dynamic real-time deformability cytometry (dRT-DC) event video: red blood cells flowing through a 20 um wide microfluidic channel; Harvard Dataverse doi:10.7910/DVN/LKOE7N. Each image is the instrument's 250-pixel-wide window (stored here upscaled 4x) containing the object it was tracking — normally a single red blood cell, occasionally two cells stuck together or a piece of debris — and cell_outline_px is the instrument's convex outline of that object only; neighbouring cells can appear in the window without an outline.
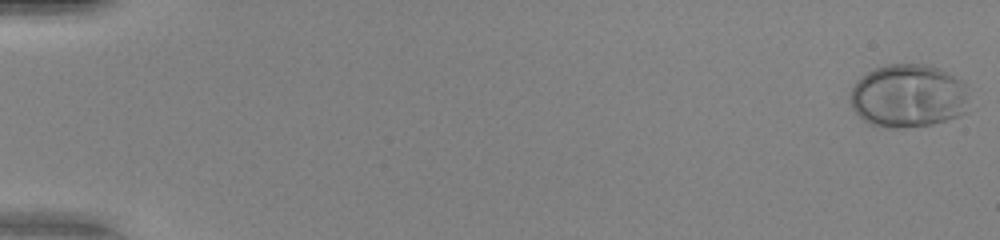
{"species": "human", "species_latin": "Homo sapiens", "temperature_condition": "warm", "stored_images_in_passage": 51, "camera_frame_rate_fps": 3000, "um_per_image_px": 0.085, "donor": {"sex": "female"}, "frame": {"image": 1, "passage_image": 1, "time_ms": 0.0, "image_size_px": [1000, 240], "cell_outline_px": [[968, 112], [960, 116], [932, 124], [896, 128], [888, 128], [872, 124], [864, 120], [852, 108], [852, 88], [856, 80], [868, 72], [884, 64], [928, 64], [940, 68], [956, 76], [964, 84], [968, 96]], "centroid_in_image_um": [77.25, 8.14], "position_along_channel_um": 7.8, "area_um2": 44.04}}
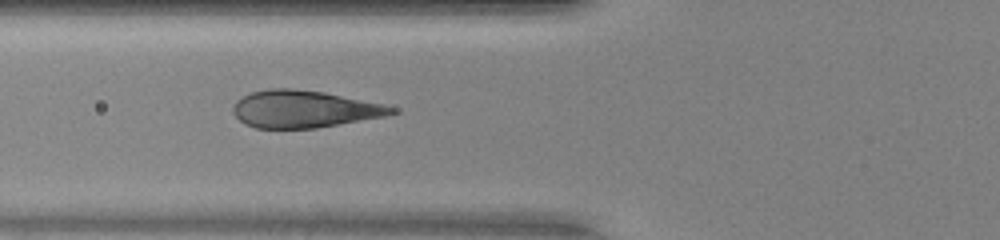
{"frame": {"image": 2, "passage_image": 21, "time_ms": 6.667, "image_size_px": [1000, 240], "cell_outline_px": [[400, 112], [388, 116], [316, 128], [256, 128], [244, 124], [232, 112], [232, 108], [236, 100], [252, 92], [268, 88], [292, 88], [324, 92], [384, 104], [396, 108]], "centroid_in_image_um": [25.87, 9.27], "position_along_channel_um": 99.9, "area_um2": 34.56}}
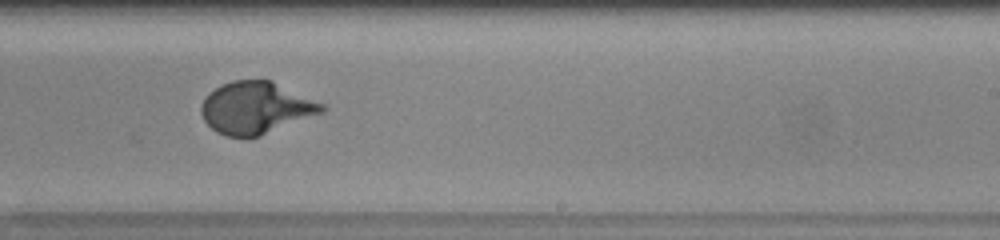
{"frame": {"image": 3, "passage_image": 33, "time_ms": 10.667, "image_size_px": [1000, 240], "cell_outline_px": [[328, 108], [324, 112], [260, 136], [228, 136], [216, 132], [204, 120], [200, 112], [200, 104], [208, 92], [232, 80], [272, 80], [324, 104]], "centroid_in_image_um": [21.75, 9.15], "position_along_channel_um": 267.2, "area_um2": 36.53}}